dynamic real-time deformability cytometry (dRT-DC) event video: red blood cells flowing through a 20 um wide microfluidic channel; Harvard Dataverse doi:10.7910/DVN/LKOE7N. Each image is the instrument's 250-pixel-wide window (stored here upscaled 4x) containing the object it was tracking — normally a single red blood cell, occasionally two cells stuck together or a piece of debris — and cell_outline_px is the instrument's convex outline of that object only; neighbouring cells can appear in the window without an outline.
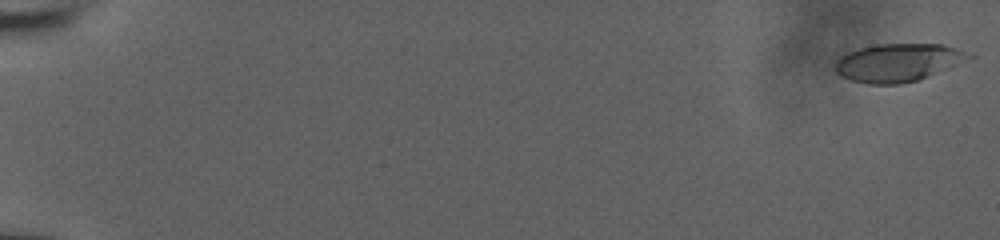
{"species": "human", "species_latin": "Homo sapiens", "temperature_condition": "room temperature", "stored_images_in_passage": 55, "camera_frame_rate_fps": 3000, "um_per_image_px": 0.085, "donor": {"sex": "male"}, "frame": {"image": 1, "passage_image": 1, "time_ms": 0.0, "image_size_px": [1000, 240], "cell_outline_px": [[976, 56], [920, 80], [900, 84], [868, 84], [852, 80], [836, 72], [836, 60], [840, 56], [848, 52], [860, 48], [876, 44], [944, 44], [956, 48]], "centroid_in_image_um": [76.35, 5.31], "position_along_channel_um": 8.6, "area_um2": 29.48}}
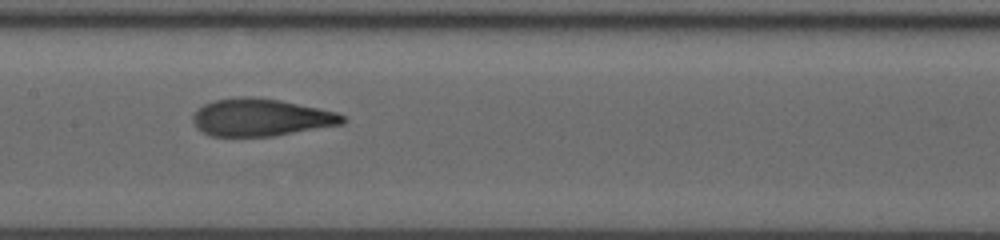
{"frame": {"image": 2, "passage_image": 31, "time_ms": 10.0, "image_size_px": [1000, 240], "cell_outline_px": [[348, 120], [344, 124], [276, 136], [212, 136], [196, 128], [192, 120], [192, 116], [204, 104], [216, 100], [240, 96], [252, 96], [280, 100], [336, 112], [344, 116]], "centroid_in_image_um": [22.21, 9.99], "position_along_channel_um": 185.2, "area_um2": 32.71}}
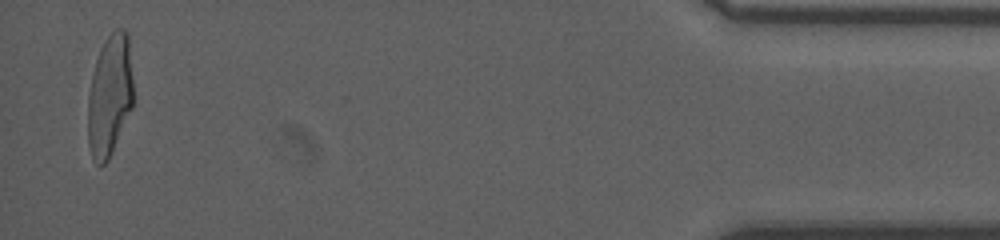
{"frame": {"image": 3, "passage_image": 55, "time_ms": 18.0, "image_size_px": [1000, 240], "cell_outline_px": [[132, 108], [112, 152], [108, 160], [100, 168], [92, 160], [88, 144], [88, 96], [92, 76], [96, 60], [100, 48], [104, 40], [116, 28], [124, 28], [128, 32], [132, 80]], "centroid_in_image_um": [9.31, 8.14], "position_along_channel_um": 425.9, "area_um2": 32.31}, "authors_computed_cell_mechanics": {"area_um2": 32.1368, "velocity_mm_per_s": 3.9537, "shape_relaxation_time_tau1_ms": 6.1405, "shape_relaxation_time_tau2_ms": 1.0422, "deformation_change_tau1": 0.256, "deformation_change_tau2": 0.0745}}